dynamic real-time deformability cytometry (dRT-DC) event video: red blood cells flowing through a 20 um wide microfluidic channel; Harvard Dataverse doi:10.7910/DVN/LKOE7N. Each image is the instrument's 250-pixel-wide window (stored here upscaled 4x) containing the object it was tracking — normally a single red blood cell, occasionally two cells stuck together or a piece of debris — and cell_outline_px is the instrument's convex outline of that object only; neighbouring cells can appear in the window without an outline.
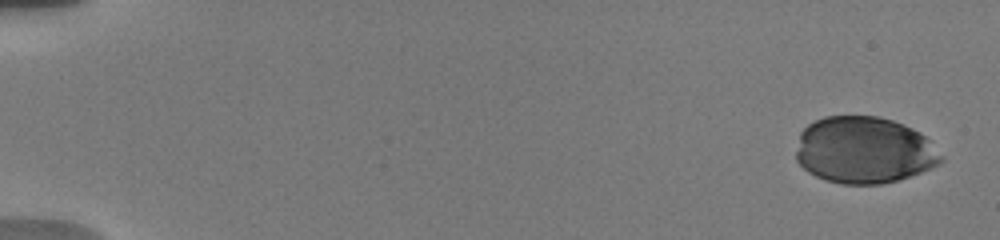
{"species": "human", "species_latin": "Homo sapiens", "temperature_condition": "warm", "stored_images_in_passage": 27, "camera_frame_rate_fps": 3000, "um_per_image_px": 0.085, "donor": {"sex": "male"}, "frame": {"image": 1, "passage_image": 1, "time_ms": 0.0, "image_size_px": [1000, 240], "cell_outline_px": [[944, 160], [920, 172], [896, 180], [880, 184], [840, 184], [824, 180], [808, 172], [796, 160], [796, 152], [800, 132], [808, 124], [824, 116], [880, 116], [904, 124], [920, 132], [928, 140]], "centroid_in_image_um": [73.4, 12.75], "position_along_channel_um": 11.6, "area_um2": 56.18}}
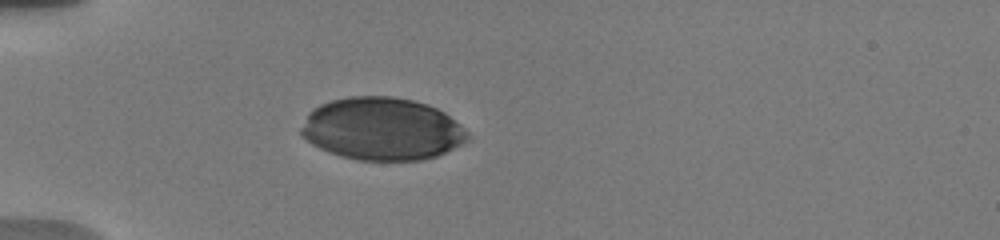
{"frame": {"image": 2, "passage_image": 10, "time_ms": 5.0, "image_size_px": [1000, 240], "cell_outline_px": [[468, 140], [436, 156], [420, 160], [360, 160], [340, 156], [328, 152], [312, 144], [300, 132], [300, 128], [308, 112], [312, 108], [320, 104], [332, 100], [348, 96], [392, 96], [412, 100], [428, 104], [444, 112], [460, 124], [468, 132]], "centroid_in_image_um": [32.45, 10.94], "position_along_channel_um": 52.6, "area_um2": 60.69}}
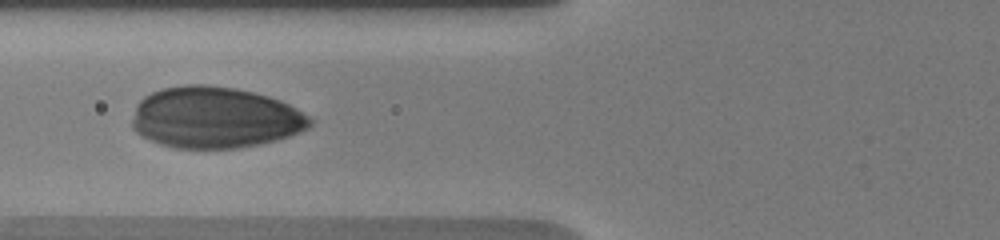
{"frame": {"image": 3, "passage_image": 13, "time_ms": 7.0, "image_size_px": [1000, 240], "cell_outline_px": [[312, 124], [308, 128], [300, 132], [276, 140], [260, 144], [240, 148], [172, 148], [160, 144], [136, 132], [132, 128], [132, 120], [136, 104], [144, 96], [160, 88], [184, 84], [204, 84], [236, 88], [268, 96], [280, 100], [296, 108], [308, 116], [312, 120]], "centroid_in_image_um": [18.25, 9.99], "position_along_channel_um": 107.5, "area_um2": 63.81}}